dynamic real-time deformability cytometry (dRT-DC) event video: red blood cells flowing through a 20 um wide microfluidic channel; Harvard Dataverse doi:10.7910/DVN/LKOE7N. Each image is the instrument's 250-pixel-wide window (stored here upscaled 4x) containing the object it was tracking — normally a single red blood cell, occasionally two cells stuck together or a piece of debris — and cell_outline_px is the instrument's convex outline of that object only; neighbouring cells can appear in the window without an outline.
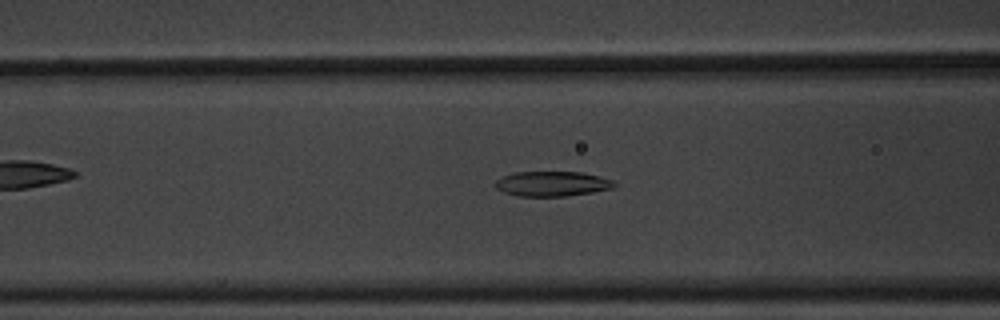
{"species": "common noctule bat (a hibernating species)", "species_latin": "Nyctalus noctula", "temperature_condition": "warm", "stored_images_in_passage": 62, "camera_frame_rate_fps": 3000, "um_per_image_px": 0.085, "animal": {"sex": "male", "body_mass_g": 20.1, "forearm_length_mm": 53.5}, "frame": {"image": 1, "passage_image": 25, "time_ms": 8.0, "image_size_px": [1000, 320], "cell_outline_px": [[616, 184], [612, 188], [592, 192], [568, 196], [516, 196], [504, 192], [496, 188], [496, 180], [504, 176], [516, 172], [580, 172], [600, 176], [616, 180]], "centroid_in_image_um": [46.97, 15.62], "position_along_channel_um": 119.6, "area_um2": 17.28}}
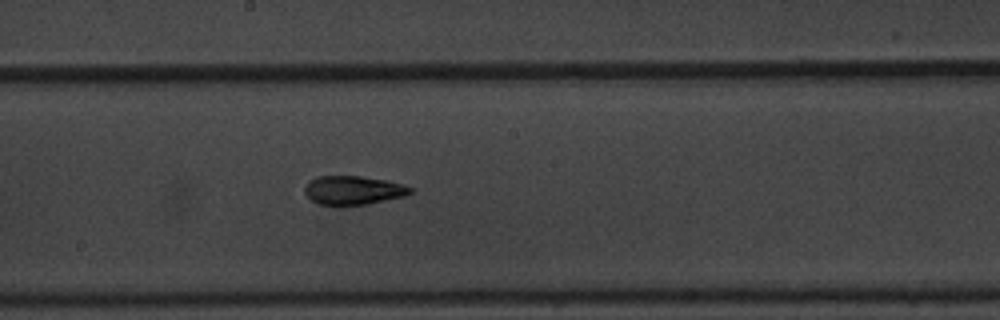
{"frame": {"image": 2, "passage_image": 34, "time_ms": 11.0, "image_size_px": [1000, 320], "cell_outline_px": [[412, 192], [404, 196], [368, 204], [320, 204], [312, 200], [304, 192], [304, 188], [312, 180], [320, 176], [360, 176], [384, 180], [400, 184], [412, 188]], "centroid_in_image_um": [30.03, 16.16], "position_along_channel_um": 218.2, "area_um2": 17.17}}
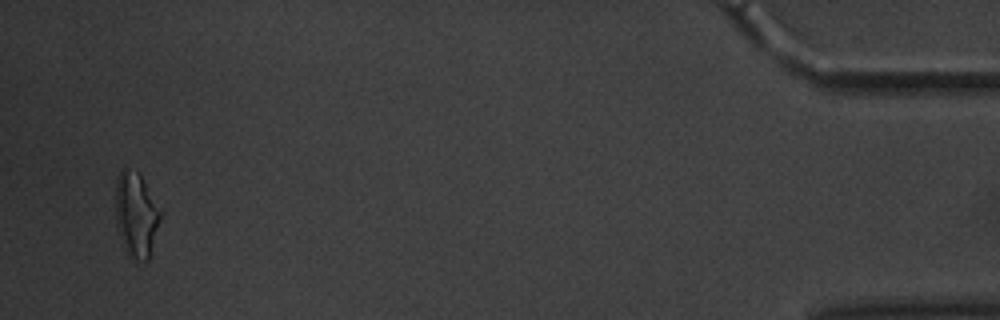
{"frame": {"image": 3, "passage_image": 60, "time_ms": 19.667, "image_size_px": [1000, 320], "cell_outline_px": [[160, 220], [148, 260], [132, 260], [128, 256], [120, 236], [116, 224], [116, 180], [120, 172], [124, 168], [140, 172], [160, 212]], "centroid_in_image_um": [11.55, 18.25], "position_along_channel_um": 423.6, "area_um2": 21.79}, "authors_computed_cell_mechanics": {"area_um2": 18.4671, "velocity_mm_per_s": 3.2801, "shape_relaxation_time_tau1_ms": 7.2504, "shape_relaxation_time_tau2_ms": 4.2488, "deformation_change_tau1": 0.1764, "deformation_change_tau2": 0.1218}}